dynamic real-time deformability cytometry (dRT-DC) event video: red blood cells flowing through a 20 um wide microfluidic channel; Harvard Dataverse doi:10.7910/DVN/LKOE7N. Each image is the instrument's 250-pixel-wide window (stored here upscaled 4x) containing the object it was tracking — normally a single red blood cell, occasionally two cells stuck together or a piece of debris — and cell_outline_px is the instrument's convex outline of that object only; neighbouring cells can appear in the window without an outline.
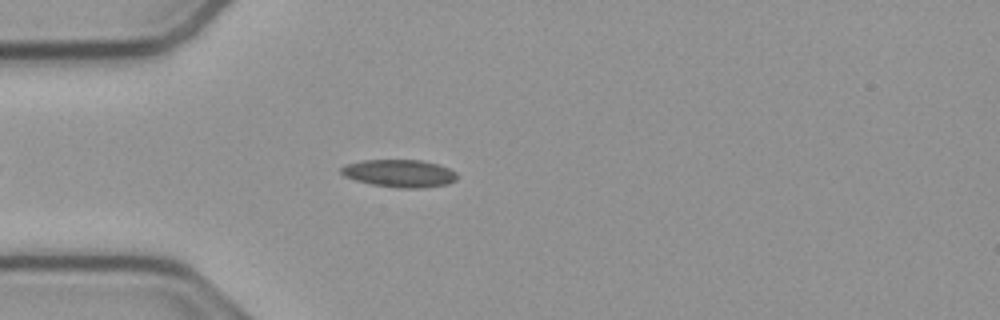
{"species": "common noctule bat (a hibernating species)", "species_latin": "Nyctalus noctula", "temperature_condition": "cold", "stored_images_in_passage": 21, "camera_frame_rate_fps": 3000, "um_per_image_px": 0.085, "animal": {"sex": "male", "body_mass_g": 23.1, "forearm_length_mm": 52.7}, "frame": {"image": 1, "passage_image": 7, "time_ms": 2.0, "image_size_px": [1000, 320], "cell_outline_px": [[456, 180], [448, 184], [420, 188], [396, 188], [372, 184], [356, 180], [344, 176], [340, 172], [340, 168], [344, 164], [364, 160], [420, 160], [436, 164], [448, 168], [456, 172]], "centroid_in_image_um": [33.93, 14.73], "position_along_channel_um": 51.1, "area_um2": 18.61}}
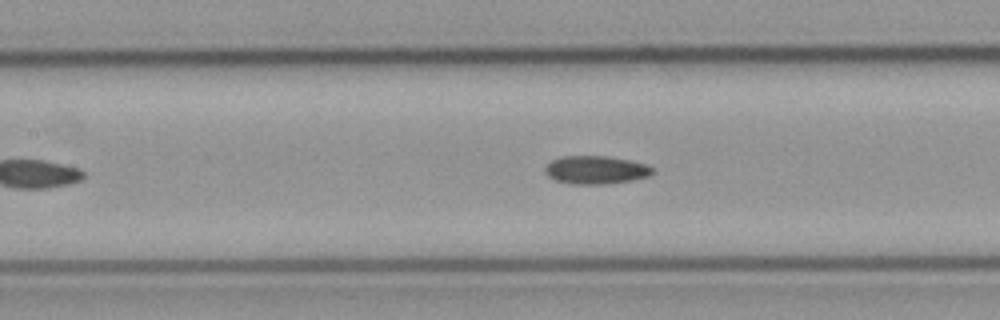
{"frame": {"image": 2, "passage_image": 16, "time_ms": 5.0, "image_size_px": [1000, 320], "cell_outline_px": [[656, 172], [648, 176], [632, 180], [608, 184], [572, 184], [556, 180], [548, 176], [544, 172], [544, 168], [552, 160], [560, 156], [608, 156], [648, 164], [656, 168]], "centroid_in_image_um": [50.68, 14.44], "position_along_channel_um": 156.7, "area_um2": 17.86}}
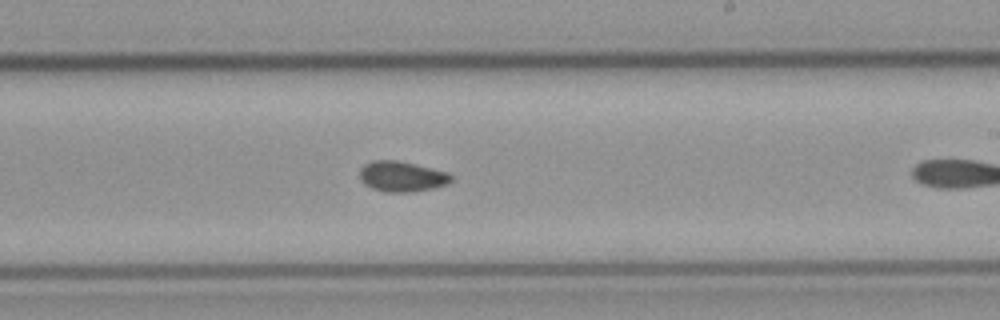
{"frame": {"image": 3, "passage_image": 20, "time_ms": 6.333, "image_size_px": [1000, 320], "cell_outline_px": [[452, 180], [448, 184], [432, 188], [412, 192], [384, 192], [372, 188], [364, 184], [360, 180], [360, 168], [364, 164], [372, 160], [396, 160], [448, 172], [452, 176]], "centroid_in_image_um": [34.13, 15.0], "position_along_channel_um": 254.9, "area_um2": 16.24}}